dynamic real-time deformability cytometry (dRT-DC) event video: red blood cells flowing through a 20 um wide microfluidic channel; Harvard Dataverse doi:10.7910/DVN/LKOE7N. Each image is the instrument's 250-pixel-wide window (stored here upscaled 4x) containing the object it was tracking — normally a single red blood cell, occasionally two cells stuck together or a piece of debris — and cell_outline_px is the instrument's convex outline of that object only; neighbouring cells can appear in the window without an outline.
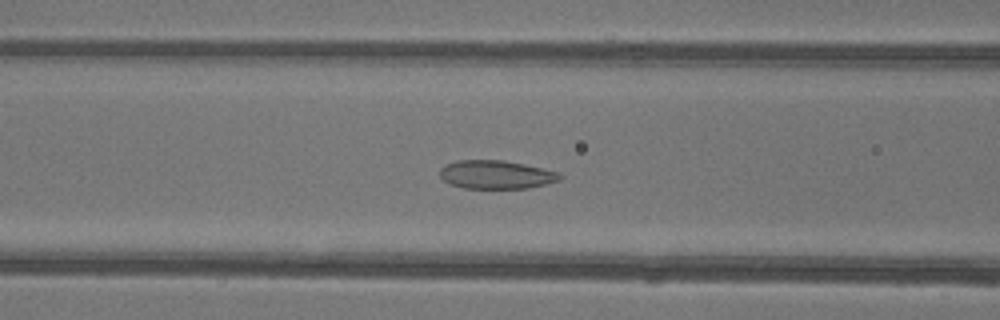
{"species": "common noctule bat (a hibernating species)", "species_latin": "Nyctalus noctula", "temperature_condition": "warm", "stored_images_in_passage": 38, "camera_frame_rate_fps": 3000, "um_per_image_px": 0.085, "animal": {"sex": "female"}, "frame": {"image": 1, "passage_image": 12, "time_ms": 3.667, "image_size_px": [1000, 320], "cell_outline_px": [[564, 176], [560, 180], [528, 188], [464, 188], [452, 184], [444, 180], [440, 176], [440, 168], [444, 164], [456, 160], [504, 160], [524, 164], [560, 172]], "centroid_in_image_um": [42.18, 14.83], "position_along_channel_um": 124.4, "area_um2": 19.94}}
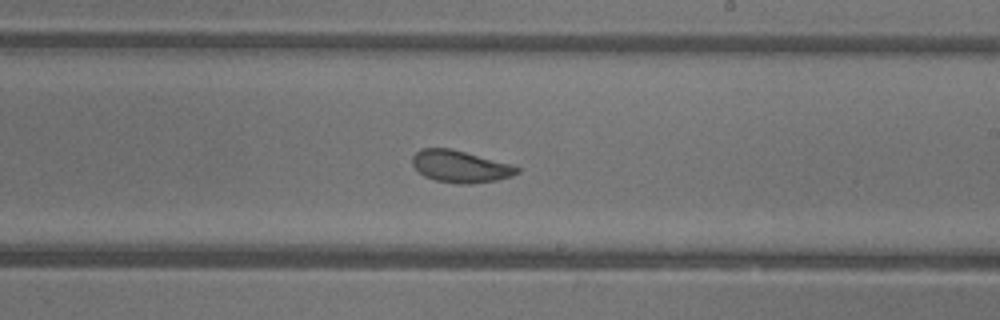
{"frame": {"image": 2, "passage_image": 21, "time_ms": 6.667, "image_size_px": [1000, 320], "cell_outline_px": [[520, 172], [512, 176], [496, 180], [472, 184], [456, 184], [436, 180], [424, 176], [412, 164], [412, 156], [420, 148], [452, 148], [512, 164], [520, 168]], "centroid_in_image_um": [39.14, 14.14], "position_along_channel_um": 249.9, "area_um2": 19.71}}
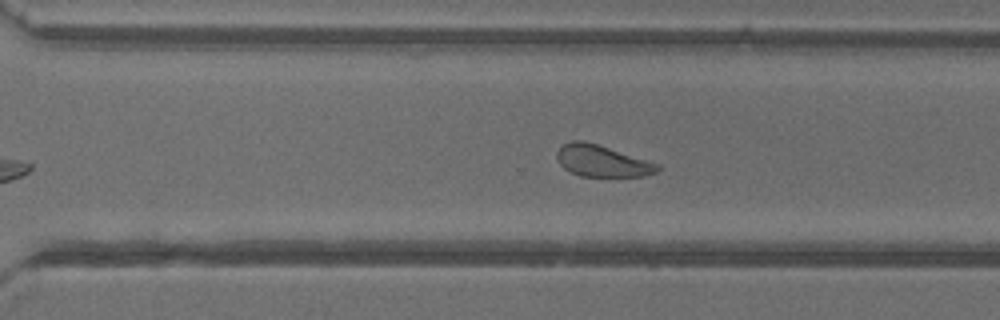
{"frame": {"image": 3, "passage_image": 26, "time_ms": 8.333, "image_size_px": [1000, 320], "cell_outline_px": [[660, 168], [656, 172], [644, 176], [580, 176], [564, 168], [560, 164], [556, 156], [556, 152], [564, 144], [572, 140], [584, 140], [660, 164]], "centroid_in_image_um": [51.17, 13.68], "position_along_channel_um": 319.4, "area_um2": 18.32}, "authors_computed_cell_mechanics": {"area_um2": 21.097, "velocity_mm_per_s": 4.1885, "shape_relaxation_time_tau1_ms": 5.2298, "shape_relaxation_time_tau2_ms": 2.2318, "deformation_change_tau1": 0.1207, "deformation_change_tau2": 0.077}}